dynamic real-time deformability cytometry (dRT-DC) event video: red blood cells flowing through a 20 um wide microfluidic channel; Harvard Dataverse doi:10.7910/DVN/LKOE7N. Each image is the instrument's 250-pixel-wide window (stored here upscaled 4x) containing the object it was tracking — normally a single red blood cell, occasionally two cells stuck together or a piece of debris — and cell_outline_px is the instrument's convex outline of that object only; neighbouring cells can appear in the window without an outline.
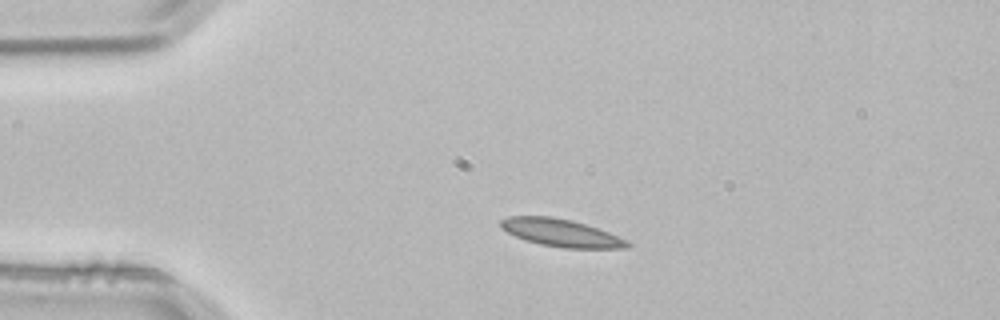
{"species": "common noctule bat (a hibernating species)", "species_latin": "Nyctalus noctula", "temperature_condition": "room temperature", "stored_images_in_passage": 2, "camera_frame_rate_fps": 3000, "um_per_image_px": 0.085, "animal": {"sex": "male", "body_mass_g": 21.5, "forearm_length_mm": 52.0}, "frame": {"image": 1, "passage_image": 1, "time_ms": 0.0, "image_size_px": [1000, 320], "cell_outline_px": [[632, 244], [628, 248], [564, 248], [540, 244], [524, 240], [500, 228], [500, 220], [508, 216], [552, 216], [572, 220], [608, 232], [628, 240]], "centroid_in_image_um": [47.68, 19.79], "position_along_channel_um": 37.3, "area_um2": 20.35}}